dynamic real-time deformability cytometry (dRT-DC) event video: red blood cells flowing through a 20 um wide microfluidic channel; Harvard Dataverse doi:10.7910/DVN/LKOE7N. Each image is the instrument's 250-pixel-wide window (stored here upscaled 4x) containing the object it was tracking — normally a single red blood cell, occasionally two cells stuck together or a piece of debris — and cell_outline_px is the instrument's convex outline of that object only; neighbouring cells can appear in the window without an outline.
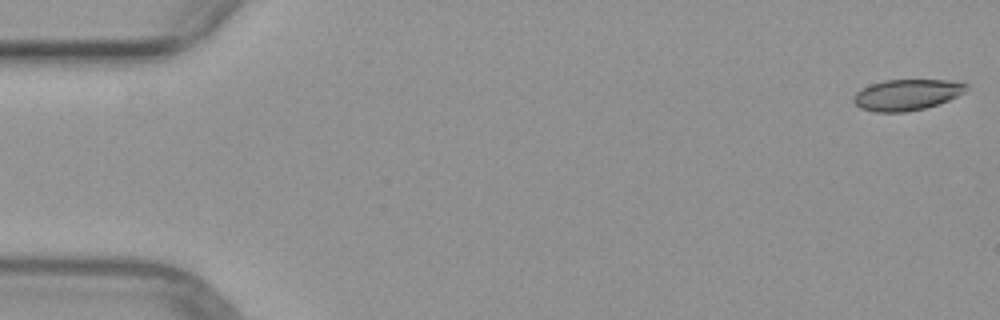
{"species": "common noctule bat (a hibernating species)", "species_latin": "Nyctalus noctula", "temperature_condition": "warm", "stored_images_in_passage": 28, "camera_frame_rate_fps": 3000, "um_per_image_px": 0.085, "animal": {"sex": "female", "body_mass_g": 29.2, "forearm_length_mm": 56.3}, "frame": {"image": 1, "passage_image": 1, "time_ms": 0.0, "image_size_px": [1000, 320], "cell_outline_px": [[968, 84], [964, 92], [940, 104], [924, 108], [904, 112], [876, 112], [860, 108], [852, 100], [852, 96], [860, 88], [884, 80], [948, 80]], "centroid_in_image_um": [77.04, 8.05], "position_along_channel_um": 8.0, "area_um2": 20.35}}
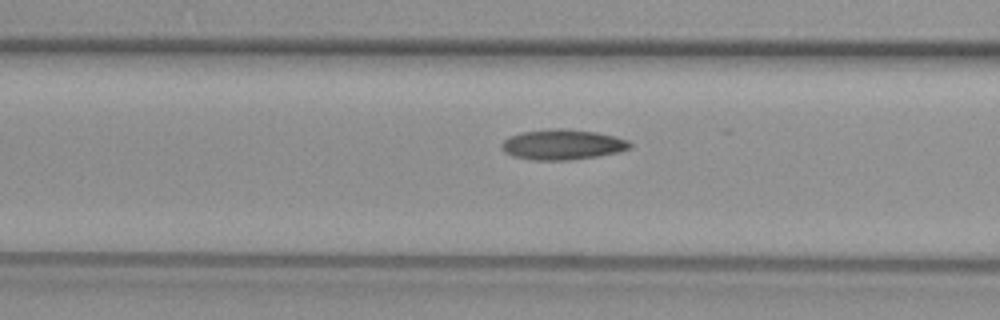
{"frame": {"image": 2, "passage_image": 20, "time_ms": 6.333, "image_size_px": [1000, 320], "cell_outline_px": [[632, 148], [620, 152], [596, 156], [568, 160], [532, 160], [512, 156], [504, 152], [500, 148], [500, 144], [508, 136], [520, 132], [556, 128], [560, 128], [596, 132], [628, 140], [632, 144]], "centroid_in_image_um": [47.77, 12.29], "position_along_channel_um": 118.8, "area_um2": 22.77}}
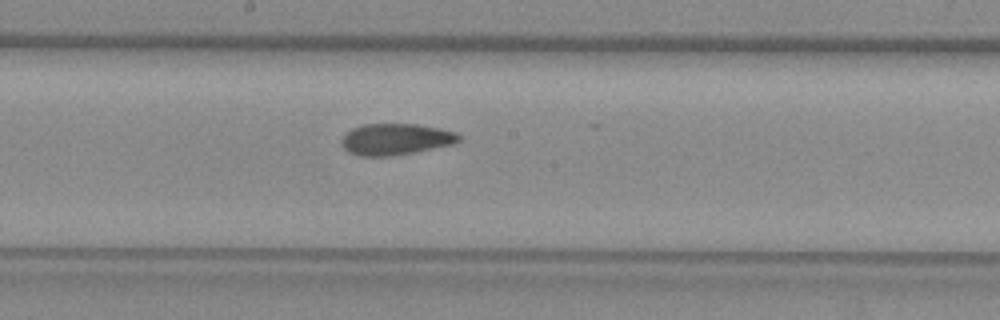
{"frame": {"image": 3, "passage_image": 27, "time_ms": 8.667, "image_size_px": [1000, 320], "cell_outline_px": [[460, 140], [452, 144], [412, 152], [388, 156], [360, 156], [348, 152], [340, 144], [340, 140], [352, 128], [364, 124], [416, 124], [440, 128], [456, 132], [460, 136]], "centroid_in_image_um": [33.6, 11.83], "position_along_channel_um": 214.6, "area_um2": 21.27}}